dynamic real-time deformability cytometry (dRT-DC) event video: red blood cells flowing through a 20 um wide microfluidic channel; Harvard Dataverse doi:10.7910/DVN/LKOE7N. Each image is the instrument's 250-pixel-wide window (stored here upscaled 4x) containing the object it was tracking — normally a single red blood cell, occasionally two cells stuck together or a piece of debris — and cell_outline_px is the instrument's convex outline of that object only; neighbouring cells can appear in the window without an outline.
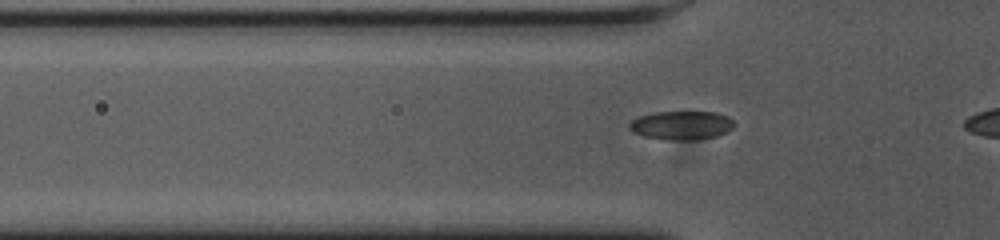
{"species": "common noctule bat (a hibernating species)", "species_latin": "Nyctalus noctula", "temperature_condition": "cold", "stored_images_in_passage": 10, "camera_frame_rate_fps": 3000, "um_per_image_px": 0.085, "animal": {"sex": "female", "body_mass_g": 23.0, "forearm_length_mm": 53.4}, "frame": {"image": 1, "passage_image": 7, "time_ms": 2.0, "image_size_px": [1000, 240], "cell_outline_px": [[732, 128], [728, 132], [716, 136], [692, 140], [672, 140], [644, 136], [632, 132], [628, 128], [628, 124], [632, 120], [640, 116], [652, 112], [716, 112], [728, 116], [732, 120]], "centroid_in_image_um": [57.9, 10.65], "position_along_channel_um": 67.9, "area_um2": 17.51}}